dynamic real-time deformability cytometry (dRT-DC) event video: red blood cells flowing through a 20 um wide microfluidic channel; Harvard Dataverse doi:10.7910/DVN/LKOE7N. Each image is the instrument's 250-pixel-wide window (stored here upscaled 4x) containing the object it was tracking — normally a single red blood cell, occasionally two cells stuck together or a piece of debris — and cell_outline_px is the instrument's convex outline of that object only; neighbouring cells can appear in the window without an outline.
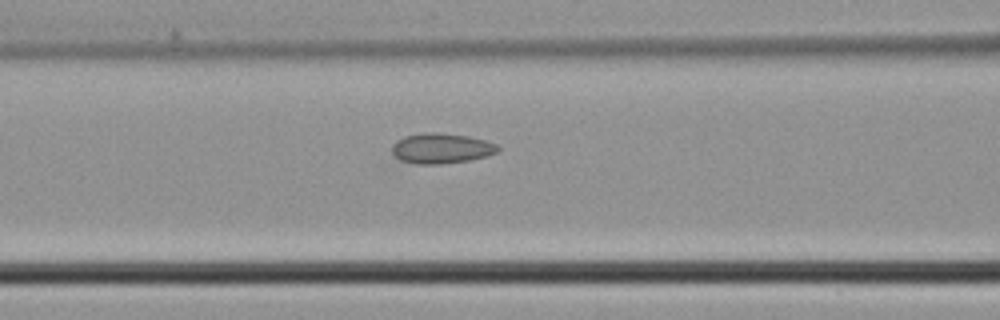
{"species": "common noctule bat (a hibernating species)", "species_latin": "Nyctalus noctula", "temperature_condition": "cold", "stored_images_in_passage": 7, "camera_frame_rate_fps": 3000, "um_per_image_px": 0.085, "animal": {"sex": "male", "body_mass_g": 21.5, "forearm_length_mm": 52.0}, "frame": {"image": 1, "passage_image": 7, "time_ms": 2.0, "image_size_px": [1000, 320], "cell_outline_px": [[500, 148], [496, 152], [488, 156], [468, 160], [440, 164], [416, 164], [400, 160], [392, 152], [392, 144], [396, 140], [404, 136], [424, 132], [436, 132], [468, 136], [484, 140], [496, 144]], "centroid_in_image_um": [37.48, 12.6], "position_along_channel_um": 129.1, "area_um2": 18.67}}